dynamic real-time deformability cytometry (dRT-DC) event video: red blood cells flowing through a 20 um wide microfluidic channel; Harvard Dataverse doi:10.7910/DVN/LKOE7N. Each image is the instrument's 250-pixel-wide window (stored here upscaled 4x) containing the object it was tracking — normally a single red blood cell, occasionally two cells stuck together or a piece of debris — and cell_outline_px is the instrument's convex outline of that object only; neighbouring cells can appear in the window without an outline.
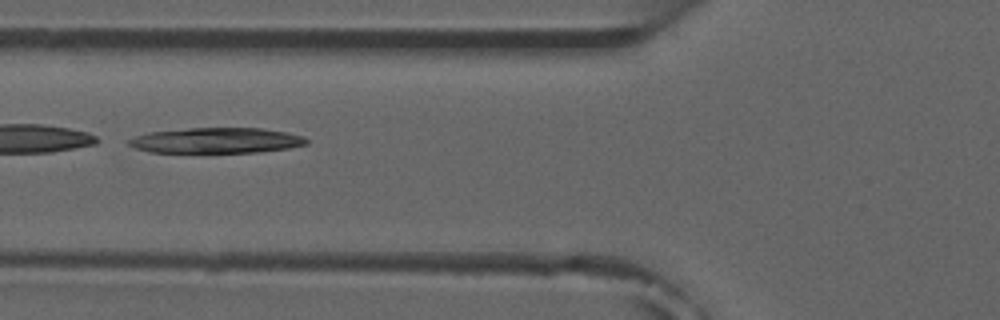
{"species": "common noctule bat (a hibernating species)", "species_latin": "Nyctalus noctula", "temperature_condition": "room temperature", "stored_images_in_passage": 5, "camera_frame_rate_fps": 3000, "um_per_image_px": 0.085, "animal": {"sex": "male", "forearm_length_mm": 52.5}, "frame": {"image": 1, "passage_image": 2, "time_ms": 1.333, "image_size_px": [1000, 320], "cell_outline_px": [[308, 144], [288, 148], [256, 152], [148, 152], [136, 148], [128, 144], [124, 140], [148, 132], [188, 128], [260, 128], [288, 132], [304, 136], [308, 140]], "centroid_in_image_um": [18.38, 11.93], "position_along_channel_um": 107.4, "area_um2": 26.41}}
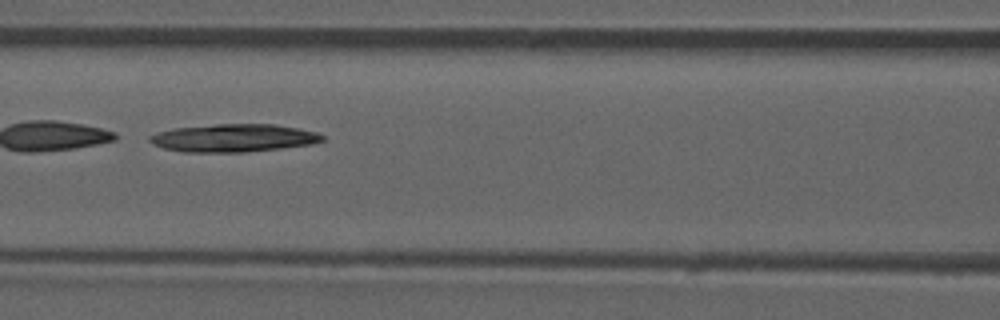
{"frame": {"image": 2, "passage_image": 3, "time_ms": 2.333, "image_size_px": [1000, 320], "cell_outline_px": [[324, 140], [312, 144], [280, 148], [244, 152], [184, 152], [164, 148], [152, 144], [148, 140], [148, 136], [172, 128], [216, 124], [276, 124], [316, 132], [324, 136]], "centroid_in_image_um": [19.83, 11.73], "position_along_channel_um": 146.8, "area_um2": 27.98}}